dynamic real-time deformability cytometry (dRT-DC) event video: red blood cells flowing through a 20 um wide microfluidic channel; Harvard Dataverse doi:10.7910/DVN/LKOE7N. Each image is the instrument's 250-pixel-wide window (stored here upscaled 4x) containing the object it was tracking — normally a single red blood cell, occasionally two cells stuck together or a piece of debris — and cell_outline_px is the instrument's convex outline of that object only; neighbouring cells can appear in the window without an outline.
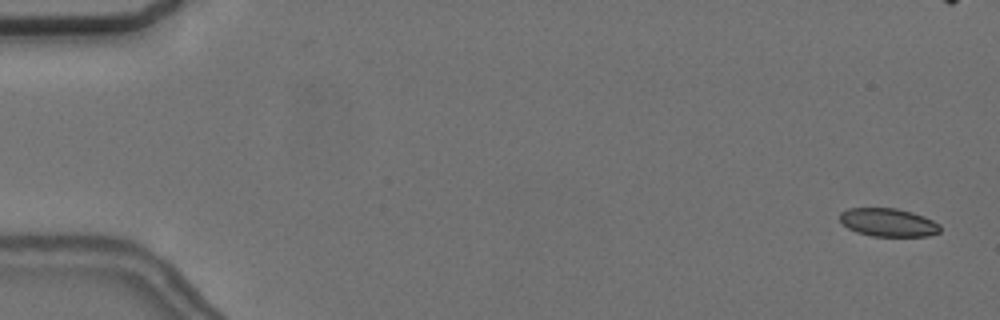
{"species": "common noctule bat (a hibernating species)", "species_latin": "Nyctalus noctula", "temperature_condition": "cold", "stored_images_in_passage": 15, "camera_frame_rate_fps": 3000, "um_per_image_px": 0.085, "animal": {"sex": "female", "body_mass_g": 24.6, "forearm_length_mm": 56.2}, "frame": {"image": 1, "passage_image": 3, "time_ms": 0.667, "image_size_px": [1000, 320], "cell_outline_px": [[940, 232], [928, 236], [872, 236], [856, 232], [848, 228], [840, 220], [840, 212], [848, 208], [896, 208], [912, 212], [924, 216], [940, 224]], "centroid_in_image_um": [75.5, 18.9], "position_along_channel_um": 9.5, "area_um2": 16.53}}